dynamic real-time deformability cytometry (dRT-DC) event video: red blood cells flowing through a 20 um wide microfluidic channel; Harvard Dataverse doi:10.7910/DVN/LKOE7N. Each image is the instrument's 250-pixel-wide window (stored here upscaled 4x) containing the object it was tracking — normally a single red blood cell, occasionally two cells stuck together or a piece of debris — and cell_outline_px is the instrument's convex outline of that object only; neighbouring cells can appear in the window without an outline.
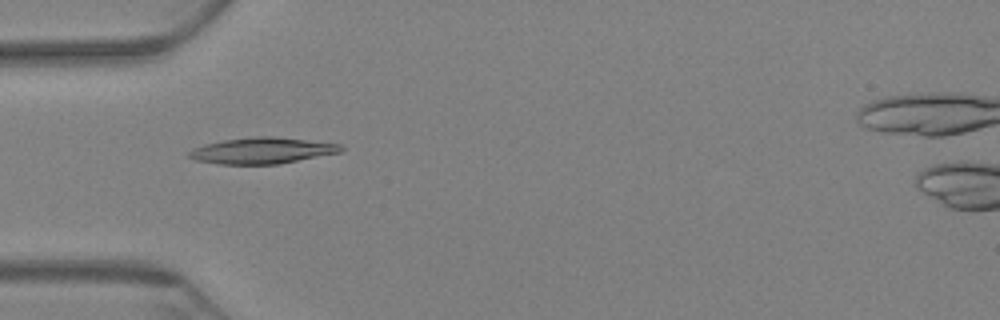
{"species": "Egyptian fruit bat (a non-hibernating species)", "species_latin": "Rousettus aegyptiacus", "temperature_condition": "warm", "stored_images_in_passage": 66, "camera_frame_rate_fps": 3000, "um_per_image_px": 0.085, "animal": {"sex": "female"}, "frame": {"image": 1, "passage_image": 21, "time_ms": 6.667, "image_size_px": [1000, 320], "cell_outline_px": [[344, 148], [340, 152], [280, 164], [220, 164], [196, 160], [188, 156], [188, 152], [192, 148], [204, 144], [224, 140], [256, 136], [272, 136], [340, 144]], "centroid_in_image_um": [22.25, 12.8], "position_along_channel_um": 62.7, "area_um2": 23.0}}
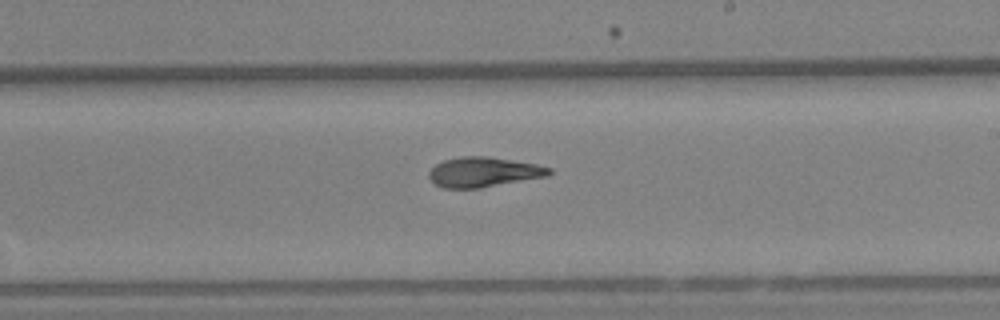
{"frame": {"image": 2, "passage_image": 39, "time_ms": 12.667, "image_size_px": [1000, 320], "cell_outline_px": [[552, 172], [548, 176], [480, 188], [444, 188], [436, 184], [428, 176], [428, 172], [436, 164], [444, 160], [464, 156], [488, 156], [536, 164], [552, 168]], "centroid_in_image_um": [41.12, 14.62], "position_along_channel_um": 247.9, "area_um2": 20.87}}
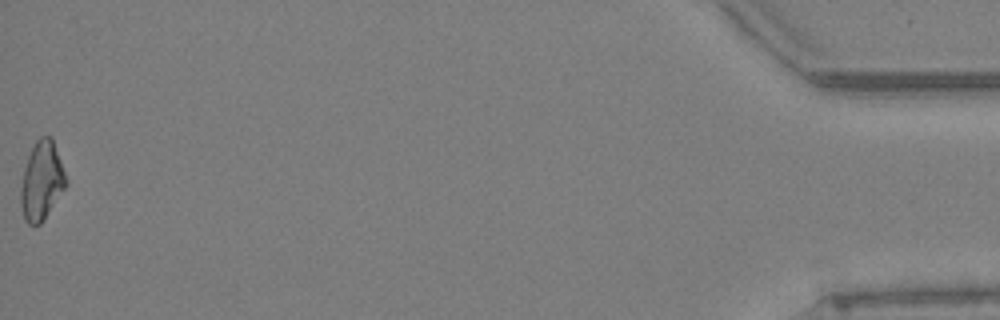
{"frame": {"image": 3, "passage_image": 66, "time_ms": 21.667, "image_size_px": [1000, 320], "cell_outline_px": [[68, 184], [40, 224], [28, 224], [24, 220], [20, 204], [20, 188], [24, 168], [28, 156], [36, 140], [40, 136], [52, 136], [68, 180]], "centroid_in_image_um": [3.54, 15.36], "position_along_channel_um": 431.7, "area_um2": 20.81}, "authors_computed_cell_mechanics": {"area_um2": 21.2704, "velocity_mm_per_s": 3.1252, "shape_relaxation_time_tau1_ms": 8.6079, "shape_relaxation_time_tau2_ms": 4.1661, "deformation_change_tau1": 0.231, "deformation_change_tau2": 0.1155}}